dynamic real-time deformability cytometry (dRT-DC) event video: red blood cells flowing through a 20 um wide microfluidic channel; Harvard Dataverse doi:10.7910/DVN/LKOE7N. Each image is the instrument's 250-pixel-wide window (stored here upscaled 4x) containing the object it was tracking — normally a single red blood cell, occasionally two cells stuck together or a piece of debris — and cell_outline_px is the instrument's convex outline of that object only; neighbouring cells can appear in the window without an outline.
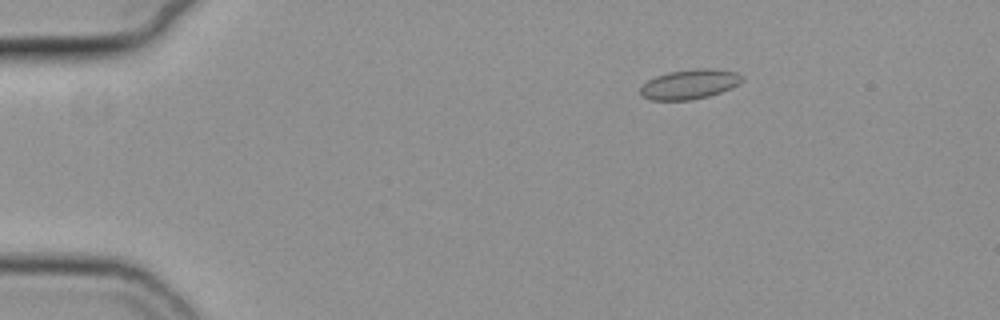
{"species": "common noctule bat (a hibernating species)", "species_latin": "Nyctalus noctula", "temperature_condition": "cold", "stored_images_in_passage": 48, "camera_frame_rate_fps": 3000, "um_per_image_px": 0.085, "animal": {"sex": "female", "body_mass_g": 19.3, "forearm_length_mm": 54.1}, "frame": {"image": 1, "passage_image": 2, "time_ms": 0.333, "image_size_px": [1000, 320], "cell_outline_px": [[744, 80], [732, 88], [708, 96], [692, 100], [648, 100], [640, 96], [640, 88], [648, 80], [656, 76], [668, 72], [696, 68], [712, 68], [736, 72], [744, 76]], "centroid_in_image_um": [58.62, 7.16], "position_along_channel_um": 26.4, "area_um2": 17.8}}
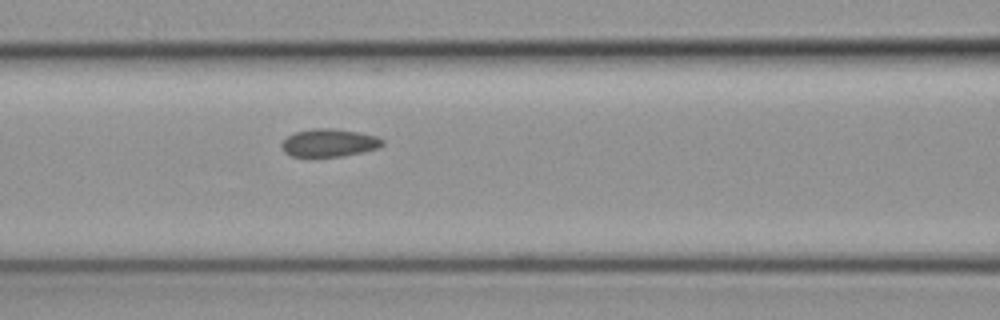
{"frame": {"image": 2, "passage_image": 17, "time_ms": 5.333, "image_size_px": [1000, 320], "cell_outline_px": [[384, 144], [380, 148], [344, 156], [292, 156], [284, 152], [280, 148], [280, 144], [288, 136], [296, 132], [312, 128], [332, 128], [360, 132], [376, 136], [384, 140]], "centroid_in_image_um": [27.99, 12.13], "position_along_channel_um": 138.6, "area_um2": 16.47}}
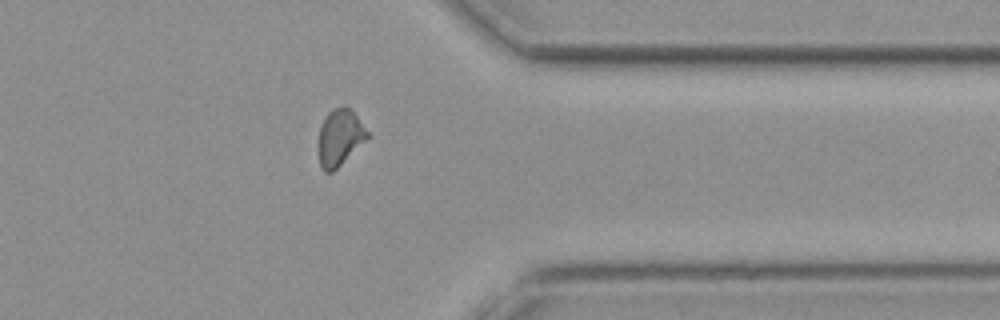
{"frame": {"image": 3, "passage_image": 37, "time_ms": 12.0, "image_size_px": [1000, 320], "cell_outline_px": [[372, 136], [332, 172], [324, 172], [320, 164], [320, 124], [324, 116], [332, 108], [344, 104], [356, 116]], "centroid_in_image_um": [28.92, 11.65], "position_along_channel_um": 382.5, "area_um2": 16.07}, "authors_computed_cell_mechanics": {"area_um2": 16.3285, "velocity_mm_per_s": 3.7848, "shape_relaxation_time_tau1_ms": null, "shape_relaxation_time_tau2_ms": 2.2475, "deformation_change_tau1": null, "deformation_change_tau2": 0.0618}}